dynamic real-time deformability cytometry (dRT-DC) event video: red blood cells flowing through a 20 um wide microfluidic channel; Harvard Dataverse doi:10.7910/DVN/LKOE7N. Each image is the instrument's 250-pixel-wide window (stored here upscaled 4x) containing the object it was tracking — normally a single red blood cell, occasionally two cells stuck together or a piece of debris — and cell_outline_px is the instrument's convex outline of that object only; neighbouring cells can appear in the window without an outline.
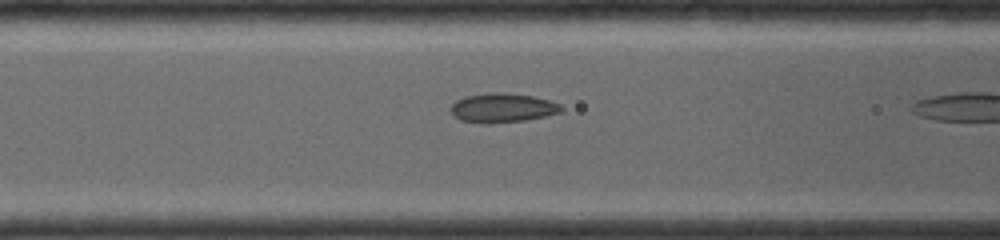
{"species": "common noctule bat (a hibernating species)", "species_latin": "Nyctalus noctula", "temperature_condition": "room temperature", "stored_images_in_passage": 7, "camera_frame_rate_fps": 4000, "um_per_image_px": 0.085, "animal": {"sex": "female", "body_mass_g": 19.0, "forearm_length_mm": 56.7}, "frame": {"image": 1, "passage_image": 6, "time_ms": 2.0, "image_size_px": [1000, 240], "cell_outline_px": [[564, 108], [560, 112], [544, 116], [524, 120], [488, 124], [484, 124], [460, 120], [448, 108], [456, 100], [464, 96], [496, 92], [504, 92], [532, 96], [548, 100], [560, 104]], "centroid_in_image_um": [42.68, 9.17], "position_along_channel_um": 123.9, "area_um2": 18.79}}